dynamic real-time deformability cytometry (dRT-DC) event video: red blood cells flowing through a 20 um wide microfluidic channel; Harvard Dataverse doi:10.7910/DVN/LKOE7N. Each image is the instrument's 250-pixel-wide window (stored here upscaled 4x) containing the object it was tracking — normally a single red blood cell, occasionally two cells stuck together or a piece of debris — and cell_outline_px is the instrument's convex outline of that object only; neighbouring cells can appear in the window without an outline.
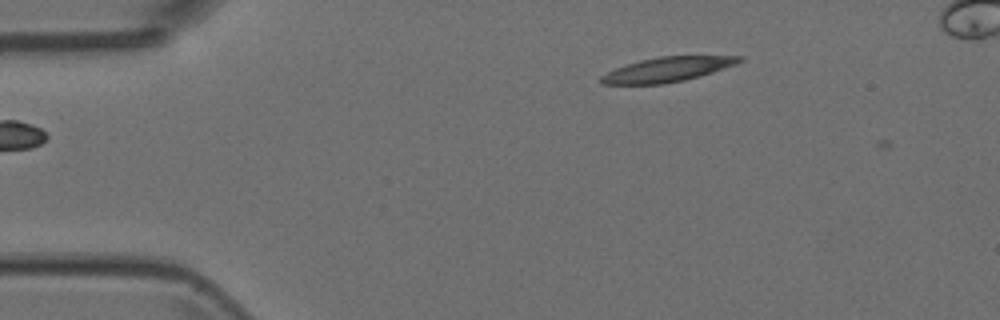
{"species": "Egyptian fruit bat (a non-hibernating species)", "species_latin": "Rousettus aegyptiacus", "temperature_condition": "room temperature", "stored_images_in_passage": 2, "camera_frame_rate_fps": 3000, "um_per_image_px": 0.085, "animal": {"sex": "female"}, "frame": {"image": 1, "passage_image": 1, "time_ms": 0.0, "image_size_px": [1000, 320], "cell_outline_px": [[744, 60], [736, 64], [700, 76], [684, 80], [664, 84], [600, 84], [600, 76], [616, 68], [640, 60], [660, 56], [744, 56]], "centroid_in_image_um": [56.74, 5.9], "position_along_channel_um": 28.3, "area_um2": 19.71}}